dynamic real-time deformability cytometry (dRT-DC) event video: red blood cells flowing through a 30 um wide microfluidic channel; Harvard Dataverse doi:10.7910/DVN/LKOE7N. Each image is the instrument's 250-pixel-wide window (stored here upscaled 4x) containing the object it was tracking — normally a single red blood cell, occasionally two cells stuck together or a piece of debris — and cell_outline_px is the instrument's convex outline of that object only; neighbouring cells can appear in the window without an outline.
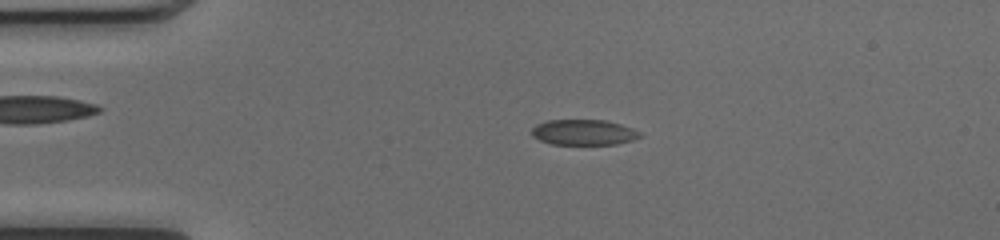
{"species": "common noctule bat (a hibernating species)", "species_latin": "Nyctalus noctula", "temperature_condition": "cold", "stored_images_in_passage": 50, "camera_frame_rate_fps": 3000, "um_per_image_px": 0.085, "animal": {"sex": "female", "body_mass_g": 17.0, "forearm_length_mm": 48.0}, "frame": {"image": 1, "passage_image": 11, "time_ms": 3.333, "image_size_px": [1000, 240], "cell_outline_px": [[644, 136], [632, 140], [616, 144], [552, 144], [540, 140], [532, 136], [532, 128], [536, 124], [548, 120], [604, 120], [620, 124], [632, 128], [640, 132]], "centroid_in_image_um": [49.62, 11.24], "position_along_channel_um": 35.4, "area_um2": 16.07}}
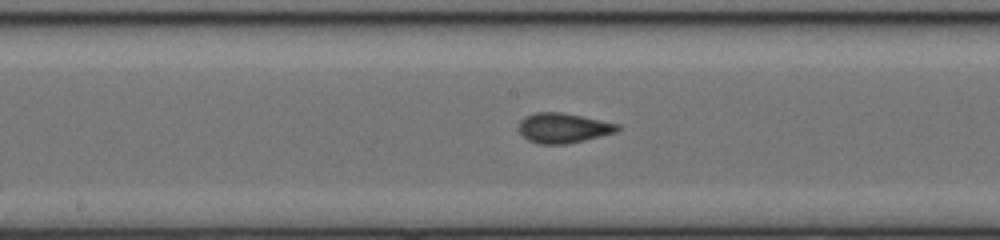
{"frame": {"image": 2, "passage_image": 26, "time_ms": 8.333, "image_size_px": [1000, 240], "cell_outline_px": [[620, 128], [616, 132], [584, 140], [564, 144], [540, 144], [528, 140], [516, 128], [520, 120], [524, 116], [536, 112], [560, 112], [620, 124]], "centroid_in_image_um": [47.83, 10.87], "position_along_channel_um": 200.4, "area_um2": 17.17}}
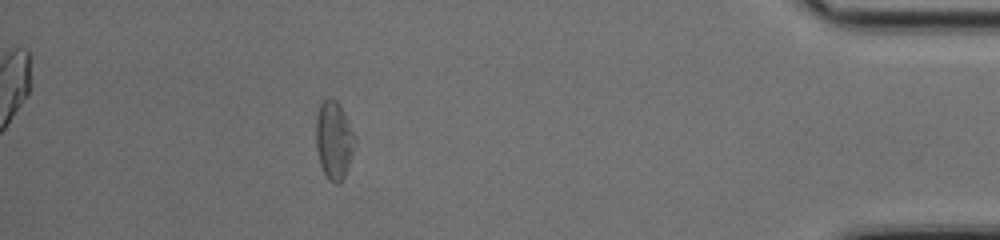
{"frame": {"image": 3, "passage_image": 45, "time_ms": 14.667, "image_size_px": [1000, 240], "cell_outline_px": [[356, 140], [344, 176], [340, 184], [336, 184], [328, 180], [320, 164], [316, 148], [316, 116], [320, 104], [328, 96], [332, 96], [340, 104], [356, 136]], "centroid_in_image_um": [28.37, 11.87], "position_along_channel_um": 406.8, "area_um2": 17.8}, "authors_computed_cell_mechanics": {"area_um2": 16.9932, "velocity_mm_per_s": 4.0987, "shape_relaxation_time_tau1_ms": 6.2744, "shape_relaxation_time_tau2_ms": 1.1028, "deformation_change_tau1": 0.1707, "deformation_change_tau2": 0.0595}}